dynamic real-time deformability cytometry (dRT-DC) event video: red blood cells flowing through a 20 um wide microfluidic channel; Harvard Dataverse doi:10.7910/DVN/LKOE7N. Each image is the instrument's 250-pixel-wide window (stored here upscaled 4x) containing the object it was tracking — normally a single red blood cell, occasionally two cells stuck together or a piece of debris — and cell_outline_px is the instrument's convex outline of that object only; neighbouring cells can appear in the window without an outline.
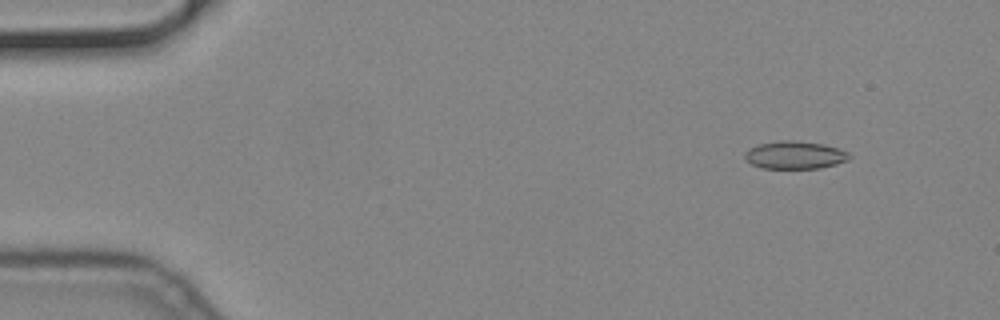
{"species": "common noctule bat (a hibernating species)", "species_latin": "Nyctalus noctula", "temperature_condition": "cold", "stored_images_in_passage": 52, "camera_frame_rate_fps": 3000, "um_per_image_px": 0.085, "animal": {"sex": "male", "body_mass_g": 19.2, "forearm_length_mm": 51.8}, "frame": {"image": 1, "passage_image": 2, "time_ms": 0.333, "image_size_px": [1000, 320], "cell_outline_px": [[852, 156], [848, 160], [836, 164], [820, 168], [764, 168], [752, 164], [744, 156], [744, 152], [748, 148], [756, 144], [780, 140], [792, 140], [824, 144], [848, 152]], "centroid_in_image_um": [67.55, 13.17], "position_along_channel_um": 17.5, "area_um2": 16.94}}
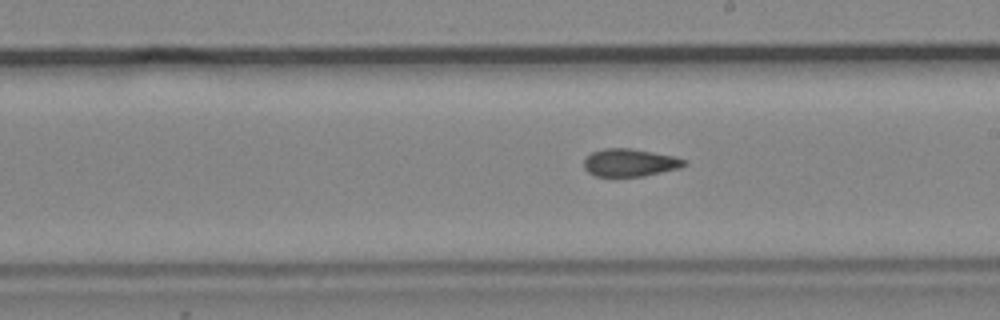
{"frame": {"image": 2, "passage_image": 28, "time_ms": 9.0, "image_size_px": [1000, 320], "cell_outline_px": [[688, 164], [680, 168], [644, 176], [596, 176], [588, 172], [584, 168], [584, 160], [592, 152], [604, 148], [632, 148], [672, 156], [688, 160]], "centroid_in_image_um": [53.56, 13.82], "position_along_channel_um": 235.4, "area_um2": 16.18}}
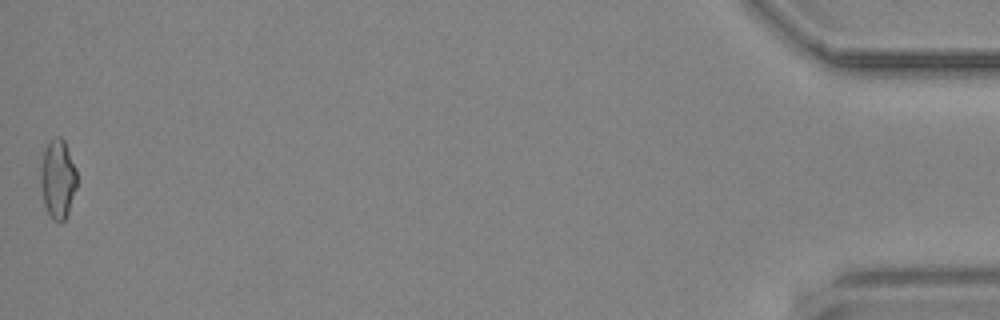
{"frame": {"image": 3, "passage_image": 52, "time_ms": 17.0, "image_size_px": [1000, 320], "cell_outline_px": [[76, 188], [68, 212], [64, 220], [52, 220], [44, 204], [40, 184], [40, 168], [44, 148], [48, 140], [56, 136], [60, 136], [64, 140], [76, 168]], "centroid_in_image_um": [4.89, 15.16], "position_along_channel_um": 430.3, "area_um2": 16.76}}